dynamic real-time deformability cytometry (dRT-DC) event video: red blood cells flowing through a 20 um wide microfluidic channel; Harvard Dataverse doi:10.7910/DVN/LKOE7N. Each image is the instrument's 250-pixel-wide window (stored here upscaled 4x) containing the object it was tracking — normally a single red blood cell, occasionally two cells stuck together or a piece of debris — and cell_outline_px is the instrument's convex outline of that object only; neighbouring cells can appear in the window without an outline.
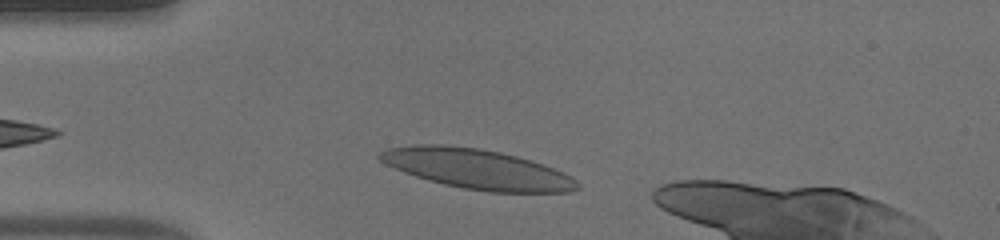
{"species": "human", "species_latin": "Homo sapiens", "temperature_condition": "warm", "stored_images_in_passage": 29, "camera_frame_rate_fps": 3000, "um_per_image_px": 0.085, "donor": {"sex": "male"}, "frame": {"image": 1, "passage_image": 3, "time_ms": 0.667, "image_size_px": [1000, 240], "cell_outline_px": [[580, 188], [568, 192], [488, 192], [464, 188], [444, 184], [428, 180], [404, 172], [380, 160], [376, 156], [380, 152], [388, 148], [420, 144], [444, 144], [480, 148], [500, 152], [532, 160], [564, 172], [572, 176], [580, 184]], "centroid_in_image_um": [40.59, 14.36], "position_along_channel_um": 44.4, "area_um2": 45.78}}
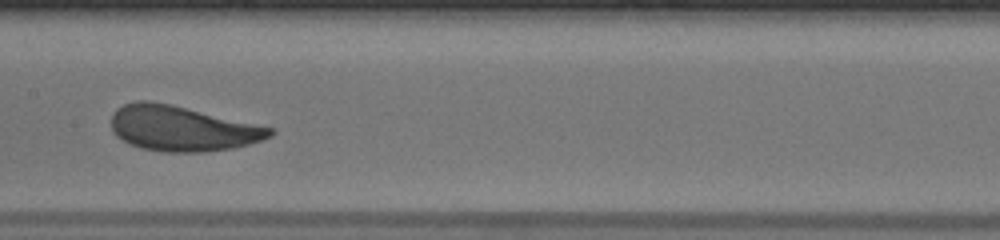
{"frame": {"image": 2, "passage_image": 15, "time_ms": 4.667, "image_size_px": [1000, 240], "cell_outline_px": [[276, 132], [272, 136], [236, 148], [204, 152], [168, 152], [140, 148], [128, 144], [116, 136], [112, 132], [112, 112], [116, 108], [124, 104], [136, 100], [148, 100], [172, 104], [272, 128]], "centroid_in_image_um": [15.43, 10.92], "position_along_channel_um": 192.0, "area_um2": 41.96}}
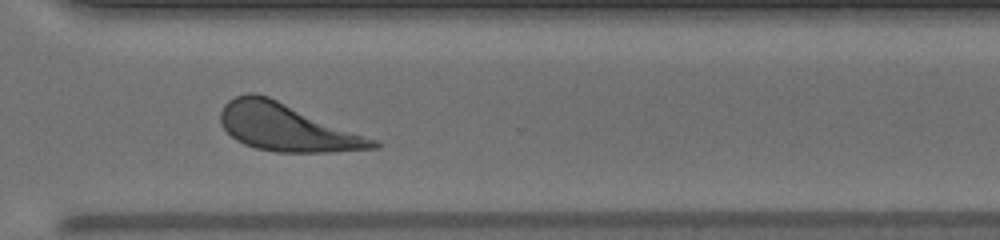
{"frame": {"image": 3, "passage_image": 26, "time_ms": 8.333, "image_size_px": [1000, 240], "cell_outline_px": [[380, 148], [328, 152], [276, 152], [256, 148], [244, 144], [236, 140], [220, 124], [220, 112], [224, 104], [228, 100], [236, 96], [248, 92], [256, 92], [268, 96], [376, 140], [380, 144]], "centroid_in_image_um": [24.33, 10.82], "position_along_channel_um": 346.3, "area_um2": 41.73}, "authors_computed_cell_mechanics": {"area_um2": 42.0206, "velocity_mm_per_s": 4.2115, "shape_relaxation_time_tau1_ms": 2.0343, "shape_relaxation_time_tau2_ms": 1.5327, "deformation_change_tau1": 0.1257, "deformation_change_tau2": 0.089}}